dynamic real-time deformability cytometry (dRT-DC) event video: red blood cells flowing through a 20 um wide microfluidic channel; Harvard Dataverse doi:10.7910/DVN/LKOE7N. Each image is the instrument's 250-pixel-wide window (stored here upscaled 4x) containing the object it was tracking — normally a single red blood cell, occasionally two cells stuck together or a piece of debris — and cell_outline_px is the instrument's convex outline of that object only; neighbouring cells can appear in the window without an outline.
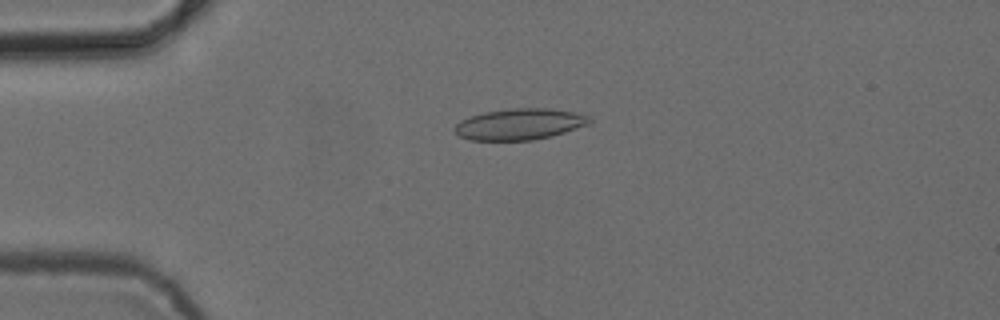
{"species": "common noctule bat (a hibernating species)", "species_latin": "Nyctalus noctula", "temperature_condition": "cold", "stored_images_in_passage": 27, "camera_frame_rate_fps": 3000, "um_per_image_px": 0.085, "animal": {"sex": "female", "body_mass_g": 24.6, "forearm_length_mm": 56.2}, "frame": {"image": 1, "passage_image": 13, "time_ms": 4.0, "image_size_px": [1000, 320], "cell_outline_px": [[592, 120], [588, 124], [552, 136], [532, 140], [472, 140], [460, 136], [452, 128], [460, 120], [484, 112], [512, 108], [548, 108], [572, 112], [588, 116]], "centroid_in_image_um": [44.14, 10.55], "position_along_channel_um": 40.9, "area_um2": 24.28}}
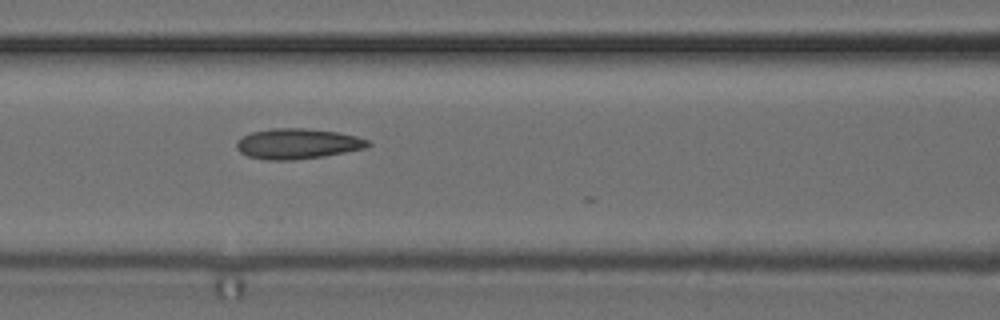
{"frame": {"image": 2, "passage_image": 23, "time_ms": 7.333, "image_size_px": [1000, 320], "cell_outline_px": [[372, 144], [364, 148], [324, 156], [296, 160], [268, 160], [248, 156], [240, 152], [236, 148], [236, 140], [252, 132], [272, 128], [304, 128], [336, 132], [356, 136], [368, 140]], "centroid_in_image_um": [25.26, 12.22], "position_along_channel_um": 141.3, "area_um2": 23.18}}
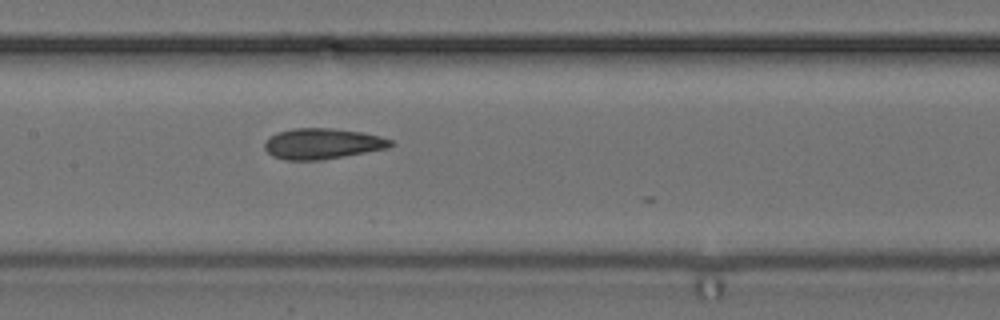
{"frame": {"image": 3, "passage_image": 26, "time_ms": 8.333, "image_size_px": [1000, 320], "cell_outline_px": [[396, 144], [388, 148], [344, 156], [316, 160], [284, 160], [272, 156], [264, 148], [264, 140], [268, 136], [276, 132], [296, 128], [332, 128], [360, 132], [380, 136], [392, 140]], "centroid_in_image_um": [27.37, 12.21], "position_along_channel_um": 180.0, "area_um2": 22.66}}